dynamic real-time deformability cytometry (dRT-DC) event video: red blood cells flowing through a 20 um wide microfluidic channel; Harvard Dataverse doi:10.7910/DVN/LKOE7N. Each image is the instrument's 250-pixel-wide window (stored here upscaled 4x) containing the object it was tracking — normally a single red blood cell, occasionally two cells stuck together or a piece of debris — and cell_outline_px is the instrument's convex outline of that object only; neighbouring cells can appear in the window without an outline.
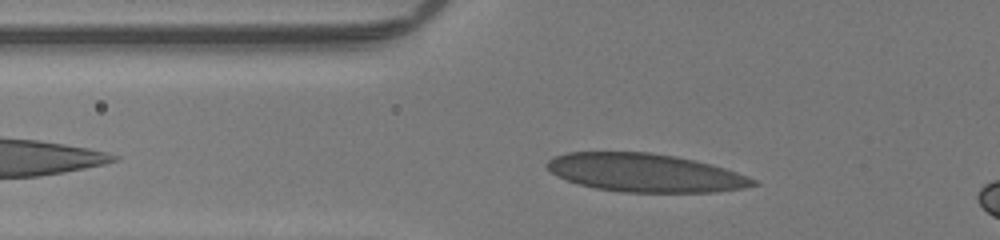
{"species": "human", "species_latin": "Homo sapiens", "temperature_condition": "room temperature", "stored_images_in_passage": 33, "camera_frame_rate_fps": 3000, "um_per_image_px": 0.085, "donor": {"sex": "male"}, "frame": {"image": 1, "passage_image": 8, "time_ms": 2.333, "image_size_px": [1000, 240], "cell_outline_px": [[760, 184], [744, 188], [716, 192], [624, 192], [596, 188], [580, 184], [556, 176], [544, 164], [552, 156], [568, 152], [648, 152], [676, 156], [712, 164], [736, 172], [756, 180]], "centroid_in_image_um": [54.83, 14.68], "position_along_channel_um": 71.0, "area_um2": 45.95}}
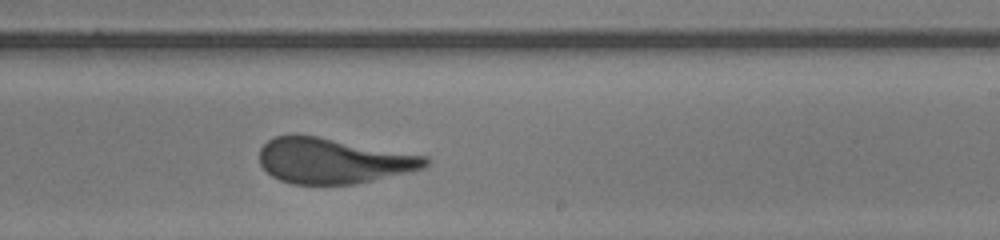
{"frame": {"image": 2, "passage_image": 23, "time_ms": 7.333, "image_size_px": [1000, 240], "cell_outline_px": [[428, 164], [424, 168], [408, 172], [372, 180], [352, 184], [292, 184], [280, 180], [272, 176], [260, 164], [260, 148], [272, 136], [292, 132], [296, 132], [428, 156]], "centroid_in_image_um": [28.26, 13.63], "position_along_channel_um": 260.7, "area_um2": 44.27}}
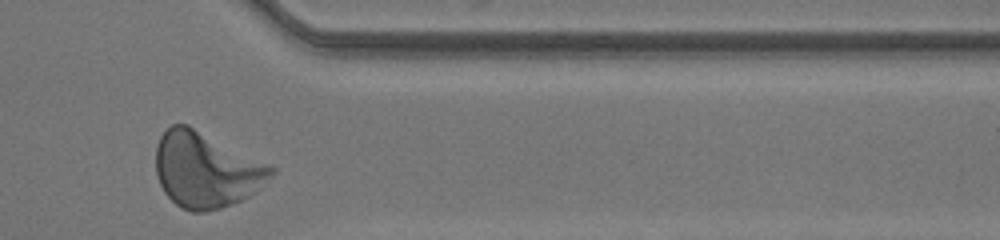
{"frame": {"image": 3, "passage_image": 33, "time_ms": 10.667, "image_size_px": [1000, 240], "cell_outline_px": [[276, 172], [248, 196], [240, 200], [220, 208], [204, 212], [192, 212], [180, 208], [164, 192], [160, 184], [156, 172], [156, 148], [160, 136], [172, 124], [188, 124], [272, 164], [276, 168]], "centroid_in_image_um": [17.52, 14.42], "position_along_channel_um": 393.9, "area_um2": 50.81}, "authors_computed_cell_mechanics": {"area_um2": 45.6042, "velocity_mm_per_s": 4.0605, "shape_relaxation_time_tau1_ms": 5.8382, "shape_relaxation_time_tau2_ms": null, "deformation_change_tau1": 0.2001, "deformation_change_tau2": null}}